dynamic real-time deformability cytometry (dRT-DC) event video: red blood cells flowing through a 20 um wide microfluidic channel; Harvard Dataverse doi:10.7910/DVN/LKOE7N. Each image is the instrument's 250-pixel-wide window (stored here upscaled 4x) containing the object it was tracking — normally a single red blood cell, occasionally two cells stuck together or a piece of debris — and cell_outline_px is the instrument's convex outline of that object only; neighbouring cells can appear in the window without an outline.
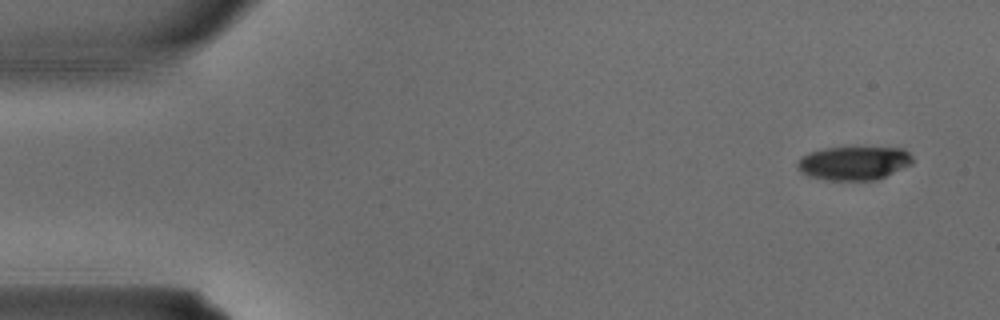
{"species": "common noctule bat (a hibernating species)", "species_latin": "Nyctalus noctula", "temperature_condition": "warm", "stored_images_in_passage": 3, "camera_frame_rate_fps": 3000, "um_per_image_px": 0.085, "animal": {"sex": "male", "body_mass_g": 15.6}, "frame": {"image": 1, "passage_image": 1, "time_ms": 0.0, "image_size_px": [1000, 320], "cell_outline_px": [[912, 164], [876, 180], [828, 180], [808, 176], [800, 172], [796, 168], [796, 164], [800, 156], [808, 152], [824, 148], [904, 148], [912, 156]], "centroid_in_image_um": [72.53, 13.87], "position_along_channel_um": 12.5, "area_um2": 22.66}}
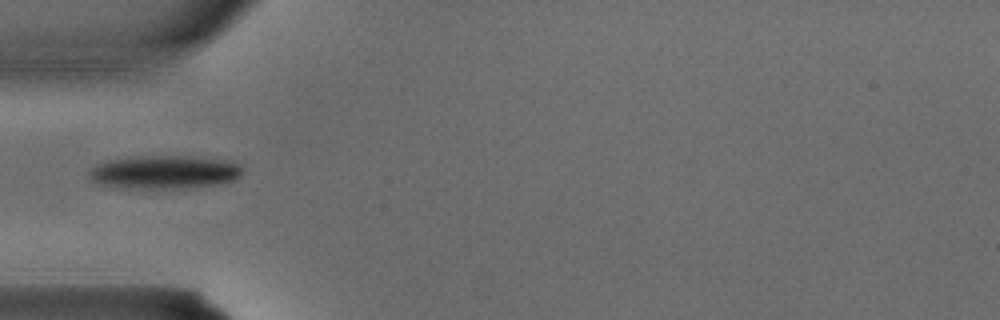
{"frame": {"image": 2, "passage_image": 3, "time_ms": 0.667, "image_size_px": [1000, 320], "cell_outline_px": [[240, 176], [236, 180], [220, 184], [192, 188], [112, 188], [96, 184], [88, 176], [88, 172], [92, 168], [108, 160], [136, 156], [184, 156], [224, 160], [236, 164], [240, 168]], "centroid_in_image_um": [13.91, 14.65], "position_along_channel_um": 71.1, "area_um2": 29.94}}